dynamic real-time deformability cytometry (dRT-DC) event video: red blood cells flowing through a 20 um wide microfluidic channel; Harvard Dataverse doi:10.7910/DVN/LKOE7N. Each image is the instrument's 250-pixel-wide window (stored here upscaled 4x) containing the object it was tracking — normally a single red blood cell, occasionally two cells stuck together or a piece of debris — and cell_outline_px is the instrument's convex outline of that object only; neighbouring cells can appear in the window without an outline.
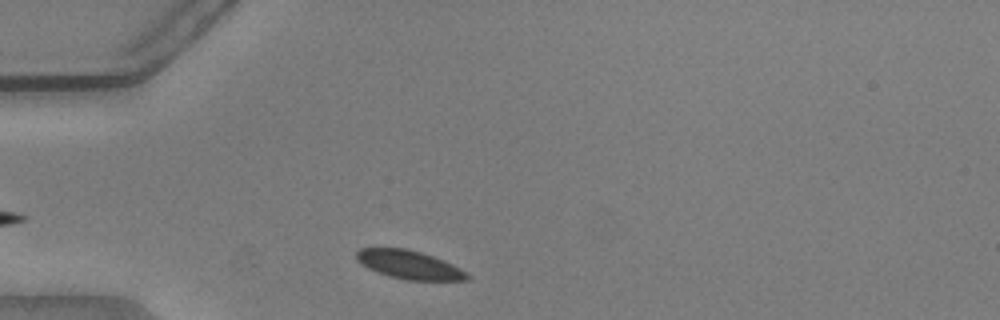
{"species": "common noctule bat (a hibernating species)", "species_latin": "Nyctalus noctula", "temperature_condition": "warm", "stored_images_in_passage": 32, "camera_frame_rate_fps": 3000, "um_per_image_px": 0.085, "animal": {"sex": "male", "body_mass_g": 20.5, "forearm_length_mm": 52.5}, "frame": {"image": 1, "passage_image": 3, "time_ms": 0.667, "image_size_px": [1000, 320], "cell_outline_px": [[472, 276], [468, 280], [408, 280], [388, 276], [368, 268], [360, 264], [356, 260], [356, 252], [360, 248], [404, 248], [420, 252], [432, 256], [452, 264], [460, 268]], "centroid_in_image_um": [34.77, 22.5], "position_along_channel_um": 50.2, "area_um2": 18.32}}
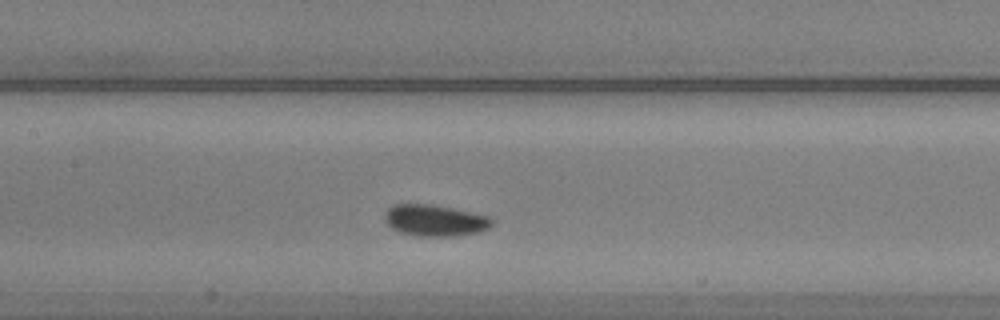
{"frame": {"image": 2, "passage_image": 14, "time_ms": 4.333, "image_size_px": [1000, 320], "cell_outline_px": [[492, 224], [488, 228], [480, 232], [456, 236], [412, 236], [396, 232], [384, 220], [384, 212], [392, 204], [432, 204], [452, 208], [488, 216], [492, 220]], "centroid_in_image_um": [36.91, 18.74], "position_along_channel_um": 170.5, "area_um2": 19.88}}
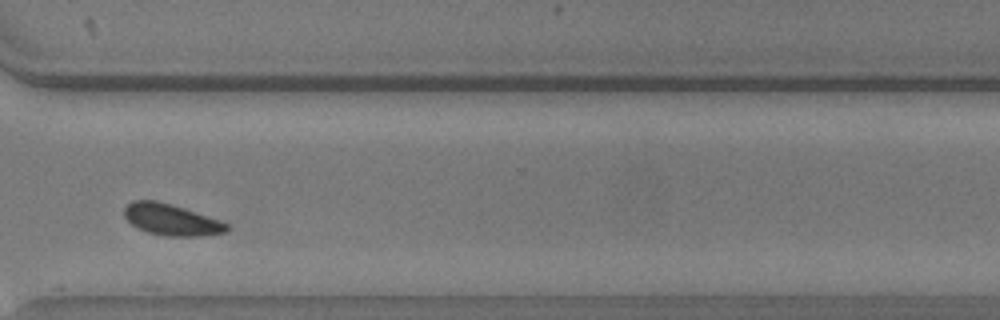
{"frame": {"image": 3, "passage_image": 29, "time_ms": 9.333, "image_size_px": [1000, 320], "cell_outline_px": [[228, 232], [204, 236], [164, 236], [148, 232], [136, 228], [124, 216], [124, 208], [132, 200], [156, 200], [172, 204], [220, 220], [228, 224]], "centroid_in_image_um": [14.56, 18.68], "position_along_channel_um": 356.0, "area_um2": 18.84}, "authors_computed_cell_mechanics": {"area_um2": 19.363, "velocity_mm_per_s": 3.7176, "shape_relaxation_time_tau1_ms": 1.3974, "shape_relaxation_time_tau2_ms": 0.757, "deformation_change_tau1": 0.0385, "deformation_change_tau2": 0.0376}}